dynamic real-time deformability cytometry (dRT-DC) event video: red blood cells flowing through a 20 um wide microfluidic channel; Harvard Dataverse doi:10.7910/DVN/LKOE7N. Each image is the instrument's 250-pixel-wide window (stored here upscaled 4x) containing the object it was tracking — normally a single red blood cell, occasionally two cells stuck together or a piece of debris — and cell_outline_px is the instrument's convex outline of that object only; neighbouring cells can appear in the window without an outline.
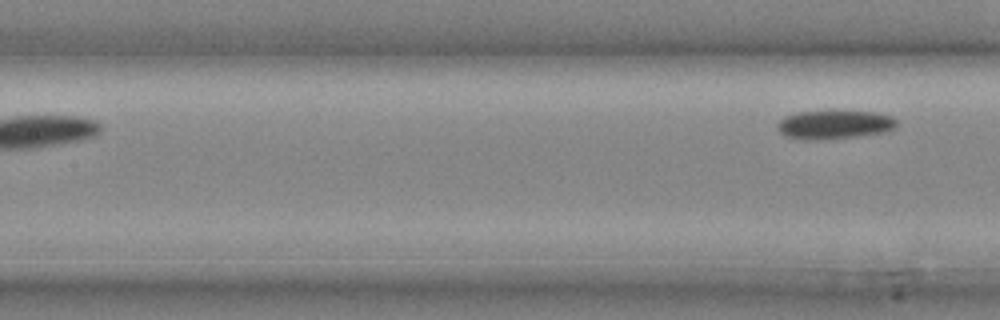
{"species": "common noctule bat (a hibernating species)", "species_latin": "Nyctalus noctula", "temperature_condition": "cold", "stored_images_in_passage": 11, "segment_of_instrument_passage": [2, 2], "camera_frame_rate_fps": 3000, "um_per_image_px": 0.085, "animal": {"sex": "male", "body_mass_g": 20.4}, "frame": {"image": 1, "passage_image": 11, "time_ms": 3.333, "image_size_px": [1000, 320], "cell_outline_px": [[896, 124], [892, 128], [880, 132], [852, 136], [816, 140], [788, 136], [780, 132], [776, 124], [784, 116], [796, 112], [832, 108], [876, 112], [892, 116], [896, 120]], "centroid_in_image_um": [70.88, 10.51], "position_along_channel_um": 136.5, "area_um2": 20.29}}